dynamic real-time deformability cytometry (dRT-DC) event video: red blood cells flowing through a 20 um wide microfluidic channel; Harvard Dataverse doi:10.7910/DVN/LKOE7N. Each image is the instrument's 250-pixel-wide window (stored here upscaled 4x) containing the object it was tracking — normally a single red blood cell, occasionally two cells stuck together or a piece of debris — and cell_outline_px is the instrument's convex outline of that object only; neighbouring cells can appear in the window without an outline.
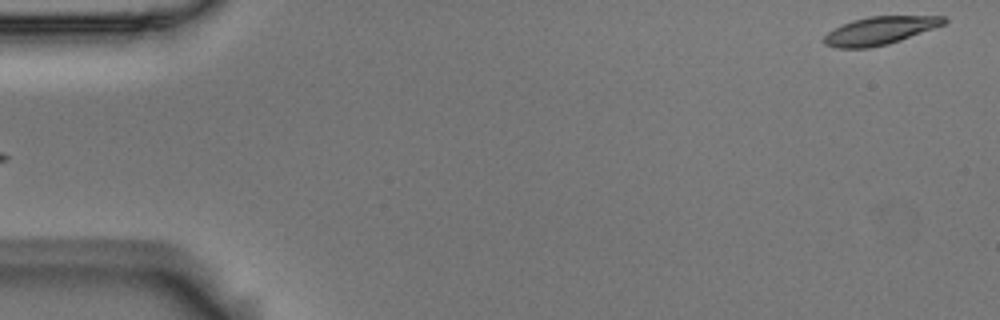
{"species": "Egyptian fruit bat (a non-hibernating species)", "species_latin": "Rousettus aegyptiacus", "temperature_condition": "room temperature", "stored_images_in_passage": 5, "segment_of_instrument_passage": [2, 2], "camera_frame_rate_fps": 3000, "um_per_image_px": 0.085, "animal": {"sex": "male"}, "frame": {"image": 1, "passage_image": 5, "time_ms": 1.333, "image_size_px": [1000, 320], "cell_outline_px": [[948, 20], [944, 24], [900, 40], [888, 44], [868, 48], [836, 48], [824, 44], [824, 36], [828, 32], [852, 20], [868, 16], [944, 16]], "centroid_in_image_um": [74.77, 2.6], "position_along_channel_um": 10.2, "area_um2": 19.31}}